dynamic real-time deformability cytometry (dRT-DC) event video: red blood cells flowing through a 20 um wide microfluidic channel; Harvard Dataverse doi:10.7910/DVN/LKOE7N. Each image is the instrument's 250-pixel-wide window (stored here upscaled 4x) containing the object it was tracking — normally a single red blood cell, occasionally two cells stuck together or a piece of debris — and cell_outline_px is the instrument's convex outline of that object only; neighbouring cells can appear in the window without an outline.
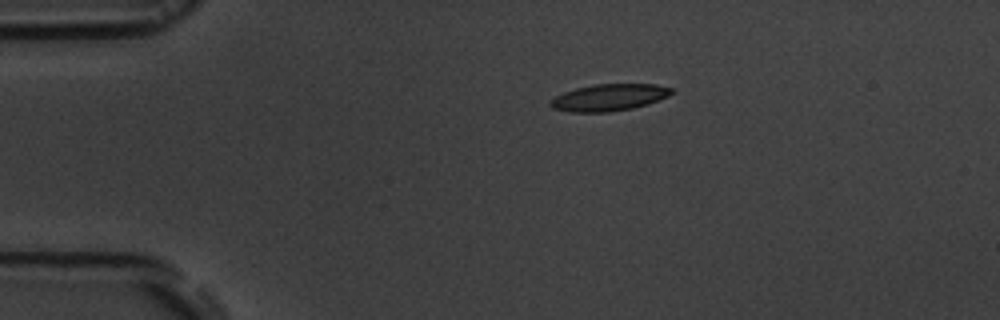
{"species": "common noctule bat (a hibernating species)", "species_latin": "Nyctalus noctula", "temperature_condition": "room temperature", "stored_images_in_passage": 14, "camera_frame_rate_fps": 3000, "um_per_image_px": 0.085, "animal": {"sex": "male", "body_mass_g": 19.5, "forearm_length_mm": 54.6}, "frame": {"image": 1, "passage_image": 1, "time_ms": 0.0, "image_size_px": [1000, 320], "cell_outline_px": [[672, 92], [668, 96], [648, 104], [632, 108], [608, 112], [568, 112], [552, 108], [548, 104], [548, 100], [564, 92], [576, 88], [596, 84], [656, 84], [672, 88]], "centroid_in_image_um": [51.72, 8.29], "position_along_channel_um": 33.3, "area_um2": 18.96}}
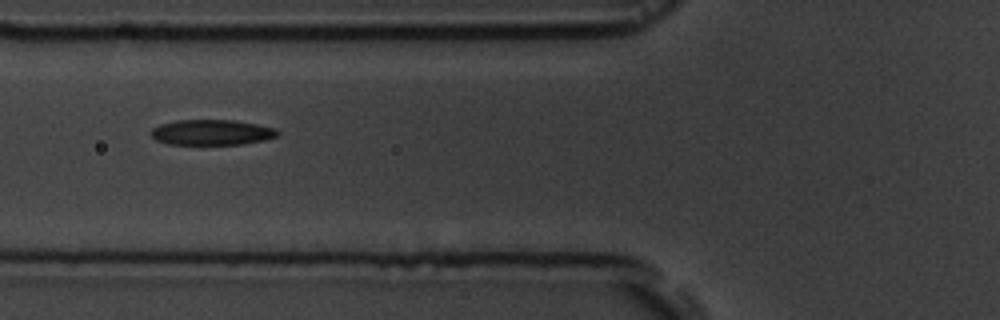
{"frame": {"image": 2, "passage_image": 4, "time_ms": 3.333, "image_size_px": [1000, 320], "cell_outline_px": [[280, 136], [264, 140], [240, 144], [168, 144], [156, 140], [148, 132], [152, 128], [160, 124], [176, 120], [232, 120], [256, 124], [276, 128], [280, 132]], "centroid_in_image_um": [17.99, 11.25], "position_along_channel_um": 107.8, "area_um2": 18.84}}
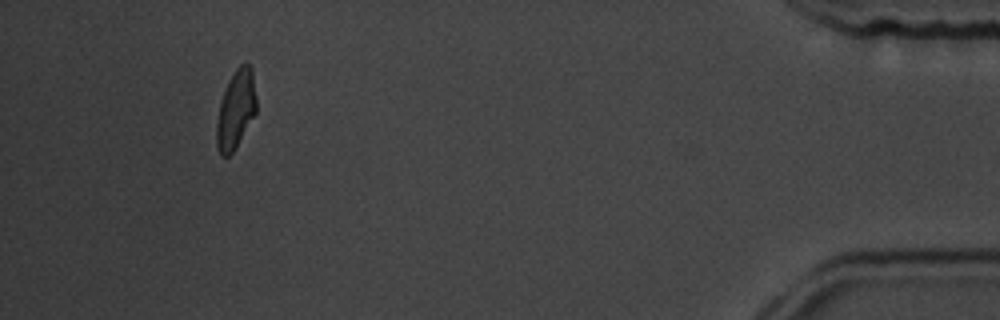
{"frame": {"image": 3, "passage_image": 13, "time_ms": 13.667, "image_size_px": [1000, 320], "cell_outline_px": [[256, 112], [232, 152], [228, 156], [220, 156], [216, 144], [216, 124], [220, 100], [228, 80], [236, 68], [240, 64], [248, 64], [252, 68], [256, 96]], "centroid_in_image_um": [20.03, 9.28], "position_along_channel_um": 415.2, "area_um2": 18.09}, "authors_computed_cell_mechanics": {"area_um2": 18.9873, "velocity_mm_per_s": 3.6295, "shape_relaxation_time_tau1_ms": 2.4997, "shape_relaxation_time_tau2_ms": 3.0036, "deformation_change_tau1": 0.1273, "deformation_change_tau2": 0.0866}}